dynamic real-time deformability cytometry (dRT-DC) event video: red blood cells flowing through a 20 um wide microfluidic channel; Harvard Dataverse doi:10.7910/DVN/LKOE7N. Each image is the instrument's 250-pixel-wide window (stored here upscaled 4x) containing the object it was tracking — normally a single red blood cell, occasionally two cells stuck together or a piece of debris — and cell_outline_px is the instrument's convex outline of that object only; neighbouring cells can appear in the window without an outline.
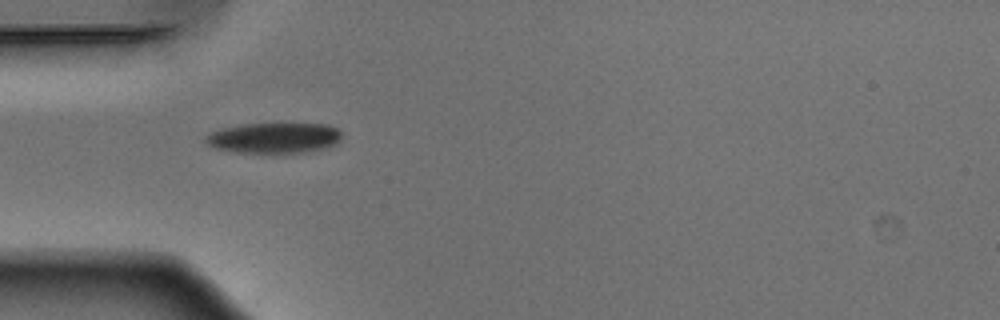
{"species": "Egyptian fruit bat (a non-hibernating species)", "species_latin": "Rousettus aegyptiacus", "temperature_condition": "warm", "stored_images_in_passage": 7, "camera_frame_rate_fps": 3000, "um_per_image_px": 0.085, "animal": {"sex": "male"}, "frame": {"image": 1, "passage_image": 1, "time_ms": 0.0, "image_size_px": [1000, 320], "cell_outline_px": [[340, 140], [336, 144], [324, 148], [304, 152], [236, 152], [216, 148], [208, 144], [204, 140], [204, 136], [208, 132], [220, 128], [240, 124], [328, 124], [336, 128], [340, 132]], "centroid_in_image_um": [23.25, 11.71], "position_along_channel_um": 61.8, "area_um2": 24.1}}